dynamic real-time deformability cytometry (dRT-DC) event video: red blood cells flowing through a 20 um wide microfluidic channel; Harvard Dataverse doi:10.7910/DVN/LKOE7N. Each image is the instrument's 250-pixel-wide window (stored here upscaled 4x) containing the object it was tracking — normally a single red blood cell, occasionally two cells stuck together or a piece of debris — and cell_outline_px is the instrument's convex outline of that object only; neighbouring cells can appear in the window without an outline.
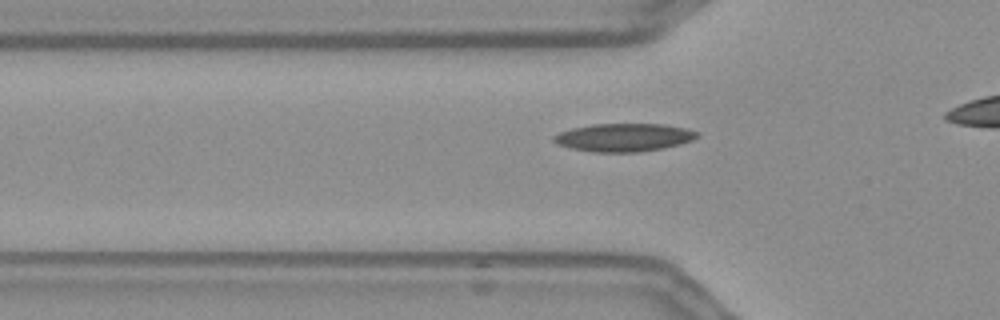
{"species": "Egyptian fruit bat (a non-hibernating species)", "species_latin": "Rousettus aegyptiacus", "temperature_condition": "warm", "stored_images_in_passage": 40, "camera_frame_rate_fps": 3000, "um_per_image_px": 0.085, "frame": {"image": 1, "passage_image": 13, "time_ms": 4.0, "image_size_px": [1000, 320], "cell_outline_px": [[700, 136], [692, 140], [680, 144], [664, 148], [640, 152], [592, 152], [572, 148], [556, 144], [552, 140], [552, 136], [560, 132], [572, 128], [592, 124], [664, 124], [688, 128], [700, 132]], "centroid_in_image_um": [53.06, 11.68], "position_along_channel_um": 72.7, "area_um2": 23.7}}
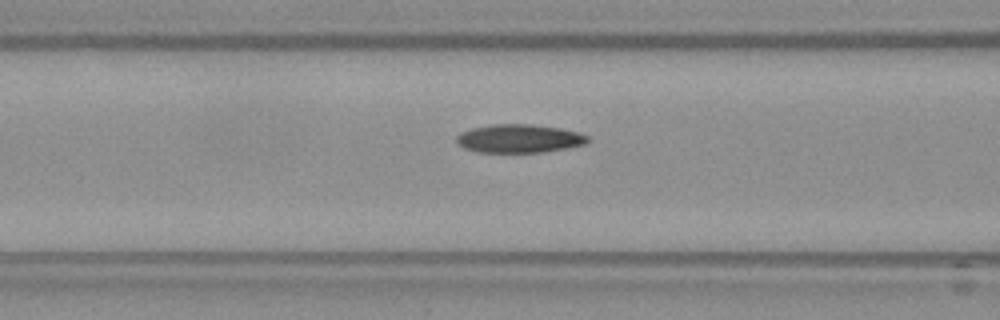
{"frame": {"image": 2, "passage_image": 17, "time_ms": 5.333, "image_size_px": [1000, 320], "cell_outline_px": [[592, 140], [584, 144], [568, 148], [544, 152], [476, 152], [464, 148], [456, 144], [456, 136], [460, 132], [472, 128], [492, 124], [532, 124], [560, 128], [580, 132], [588, 136]], "centroid_in_image_um": [44.14, 11.77], "position_along_channel_um": 122.5, "area_um2": 22.02}}
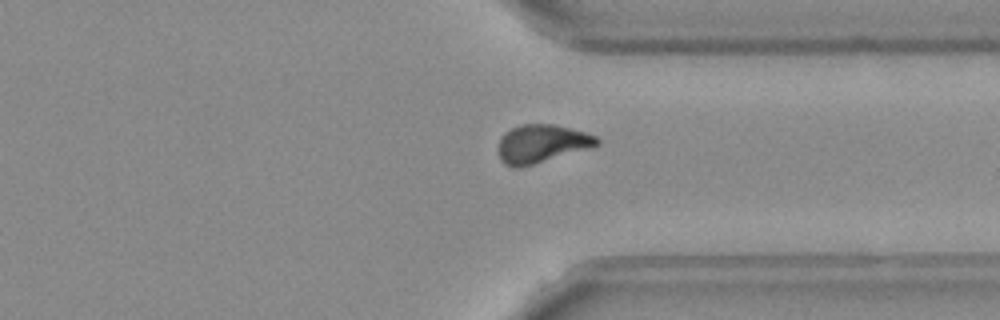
{"frame": {"image": 3, "passage_image": 37, "time_ms": 12.0, "image_size_px": [1000, 320], "cell_outline_px": [[600, 144], [588, 148], [520, 168], [512, 168], [504, 164], [500, 160], [500, 136], [504, 132], [520, 124], [552, 124], [584, 132], [596, 136], [600, 140]], "centroid_in_image_um": [46.01, 12.22], "position_along_channel_um": 365.4, "area_um2": 21.73}}